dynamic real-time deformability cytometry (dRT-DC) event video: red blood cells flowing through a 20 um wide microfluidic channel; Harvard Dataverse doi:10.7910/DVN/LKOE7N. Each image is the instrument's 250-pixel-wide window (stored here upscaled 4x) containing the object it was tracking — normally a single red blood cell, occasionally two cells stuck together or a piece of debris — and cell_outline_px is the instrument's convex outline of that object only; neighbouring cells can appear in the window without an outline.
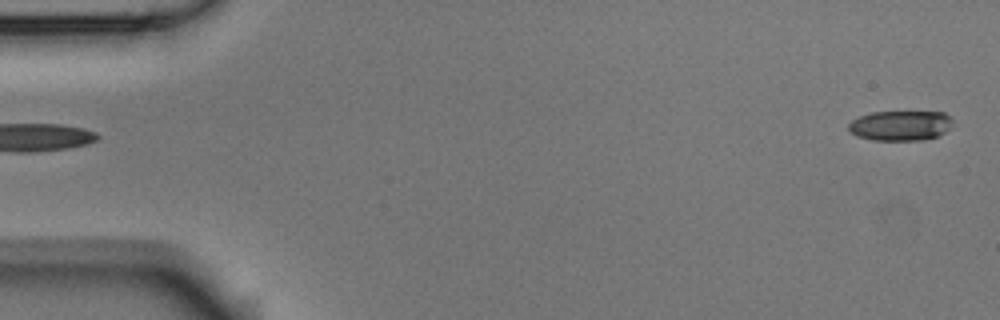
{"species": "Egyptian fruit bat (a non-hibernating species)", "species_latin": "Rousettus aegyptiacus", "temperature_condition": "room temperature", "stored_images_in_passage": 6, "segment_of_instrument_passage": [2, 2], "camera_frame_rate_fps": 3000, "um_per_image_px": 0.085, "animal": {"sex": "male"}, "frame": {"image": 1, "passage_image": 6, "time_ms": 1.667, "image_size_px": [1000, 320], "cell_outline_px": [[952, 120], [948, 128], [944, 132], [936, 136], [924, 140], [872, 140], [856, 136], [848, 128], [848, 124], [852, 120], [860, 116], [872, 112], [944, 112]], "centroid_in_image_um": [76.5, 10.67], "position_along_channel_um": 8.5, "area_um2": 18.03}}